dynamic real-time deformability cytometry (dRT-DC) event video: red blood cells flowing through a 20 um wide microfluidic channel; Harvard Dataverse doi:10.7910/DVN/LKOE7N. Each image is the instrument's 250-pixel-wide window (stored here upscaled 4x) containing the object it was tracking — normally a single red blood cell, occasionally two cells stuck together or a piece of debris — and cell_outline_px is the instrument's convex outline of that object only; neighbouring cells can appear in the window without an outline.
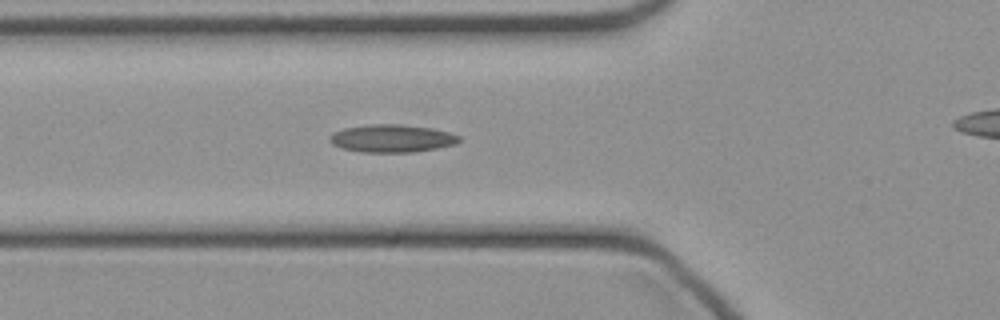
{"species": "common noctule bat (a hibernating species)", "species_latin": "Nyctalus noctula", "temperature_condition": "cold", "stored_images_in_passage": 10, "camera_frame_rate_fps": 3000, "um_per_image_px": 0.085, "animal": {"sex": "female", "body_mass_g": 21.9}, "frame": {"image": 1, "passage_image": 7, "time_ms": 2.0, "image_size_px": [1000, 320], "cell_outline_px": [[460, 140], [456, 144], [436, 148], [412, 152], [360, 152], [340, 148], [332, 144], [328, 140], [328, 136], [332, 132], [344, 128], [368, 124], [400, 124], [432, 128], [448, 132], [460, 136]], "centroid_in_image_um": [33.25, 11.76], "position_along_channel_um": 92.5, "area_um2": 21.1}}